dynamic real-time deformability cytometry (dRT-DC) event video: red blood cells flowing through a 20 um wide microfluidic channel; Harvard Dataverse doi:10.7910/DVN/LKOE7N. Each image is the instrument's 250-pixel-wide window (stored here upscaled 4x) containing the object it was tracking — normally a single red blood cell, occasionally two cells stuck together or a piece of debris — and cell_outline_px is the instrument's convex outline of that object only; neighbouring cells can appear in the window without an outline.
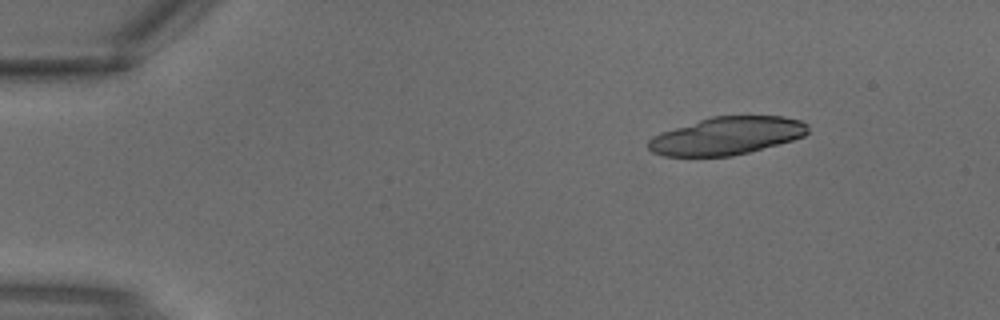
{"species": "common noctule bat (a hibernating species)", "species_latin": "Nyctalus noctula", "temperature_condition": "warm", "stored_images_in_passage": 2, "camera_frame_rate_fps": 3000, "um_per_image_px": 0.085, "animal": {"sex": "male", "body_mass_g": 18.8}, "frame": {"image": 1, "passage_image": 1, "time_ms": 0.0, "image_size_px": [1000, 320], "cell_outline_px": [[808, 132], [804, 136], [792, 140], [748, 152], [732, 156], [664, 156], [652, 152], [648, 148], [648, 140], [652, 136], [660, 132], [712, 116], [784, 116], [800, 120], [808, 124]], "centroid_in_image_um": [61.76, 11.54], "position_along_channel_um": 23.2, "area_um2": 35.03}}